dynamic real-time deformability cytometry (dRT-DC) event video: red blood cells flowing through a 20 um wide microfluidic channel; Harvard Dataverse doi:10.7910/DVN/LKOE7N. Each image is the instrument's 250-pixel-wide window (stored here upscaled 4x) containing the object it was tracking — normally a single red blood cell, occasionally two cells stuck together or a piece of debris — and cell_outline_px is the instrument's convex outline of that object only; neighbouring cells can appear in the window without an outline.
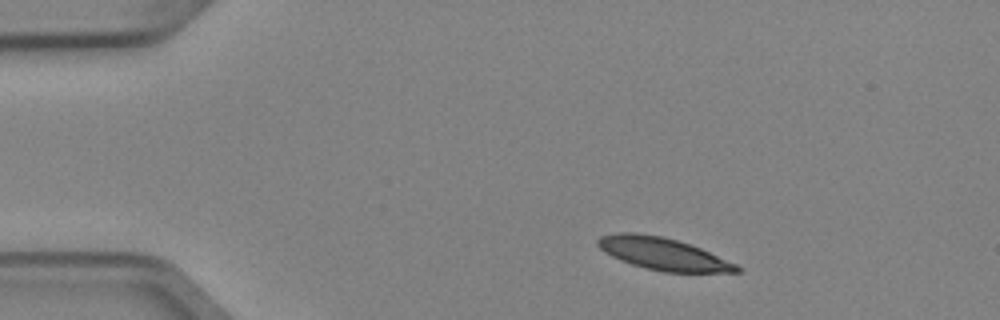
{"species": "Egyptian fruit bat (a non-hibernating species)", "species_latin": "Rousettus aegyptiacus", "temperature_condition": "cold", "stored_images_in_passage": 3, "camera_frame_rate_fps": 3000, "um_per_image_px": 0.085, "animal": {"sex": "female"}, "frame": {"image": 1, "passage_image": 1, "time_ms": 0.0, "image_size_px": [1000, 320], "cell_outline_px": [[744, 272], [664, 272], [644, 268], [620, 260], [604, 252], [596, 244], [596, 240], [600, 236], [616, 232], [636, 232], [664, 236], [700, 248], [736, 264], [744, 268]], "centroid_in_image_um": [56.34, 21.57], "position_along_channel_um": 28.7, "area_um2": 26.24}}